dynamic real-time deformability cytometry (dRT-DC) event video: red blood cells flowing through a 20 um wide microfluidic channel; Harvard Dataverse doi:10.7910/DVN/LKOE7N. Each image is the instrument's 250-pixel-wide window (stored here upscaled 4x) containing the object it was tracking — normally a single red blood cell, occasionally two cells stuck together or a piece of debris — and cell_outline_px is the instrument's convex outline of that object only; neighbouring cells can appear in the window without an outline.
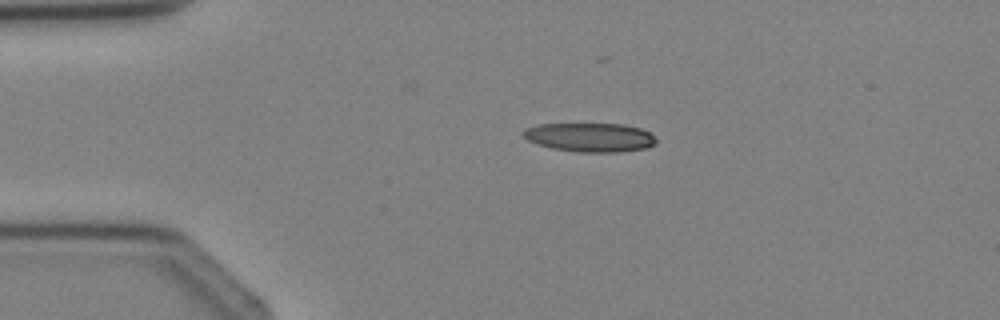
{"species": "Egyptian fruit bat (a non-hibernating species)", "species_latin": "Rousettus aegyptiacus", "temperature_condition": "cold", "stored_images_in_passage": 7, "camera_frame_rate_fps": 3000, "um_per_image_px": 0.085, "animal": {"sex": "female"}, "frame": {"image": 1, "passage_image": 7, "time_ms": 7.0, "image_size_px": [1000, 320], "cell_outline_px": [[656, 144], [648, 148], [620, 152], [576, 152], [552, 148], [536, 144], [528, 140], [520, 132], [524, 128], [536, 124], [624, 124], [640, 128], [648, 132], [656, 140]], "centroid_in_image_um": [50.12, 11.67], "position_along_channel_um": 34.9, "area_um2": 22.6}}